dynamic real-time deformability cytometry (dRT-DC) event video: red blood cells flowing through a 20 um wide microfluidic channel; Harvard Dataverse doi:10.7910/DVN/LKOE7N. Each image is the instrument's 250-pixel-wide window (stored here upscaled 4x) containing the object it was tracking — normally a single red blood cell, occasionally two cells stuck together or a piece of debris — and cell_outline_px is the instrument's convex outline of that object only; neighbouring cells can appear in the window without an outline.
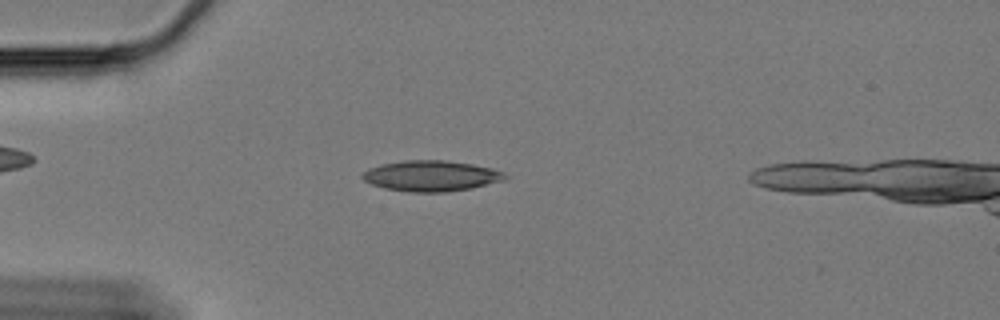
{"species": "Egyptian fruit bat (a non-hibernating species)", "species_latin": "Rousettus aegyptiacus", "temperature_condition": "cold", "stored_images_in_passage": 45, "camera_frame_rate_fps": 3000, "um_per_image_px": 0.085, "animal": {"sex": "female"}, "frame": {"image": 1, "passage_image": 4, "time_ms": 1.0, "image_size_px": [1000, 320], "cell_outline_px": [[508, 176], [504, 180], [472, 188], [444, 192], [412, 192], [384, 188], [372, 184], [364, 180], [360, 176], [368, 168], [380, 164], [404, 160], [448, 160], [472, 164], [492, 168], [504, 172]], "centroid_in_image_um": [36.65, 14.94], "position_along_channel_um": 48.4, "area_um2": 25.61}}
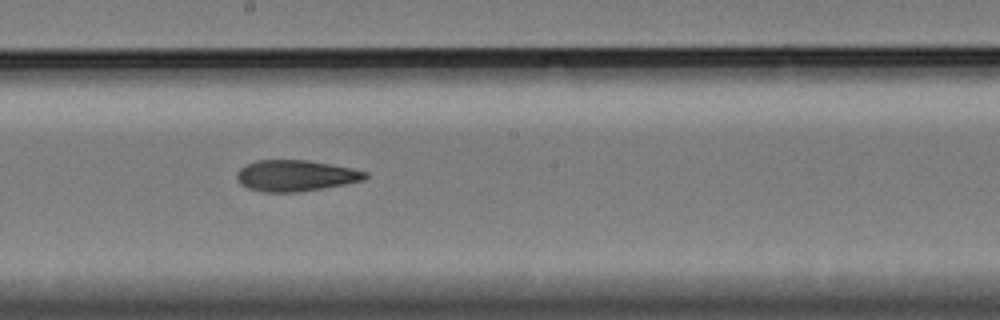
{"frame": {"image": 2, "passage_image": 21, "time_ms": 6.667, "image_size_px": [1000, 320], "cell_outline_px": [[368, 176], [364, 180], [344, 184], [296, 192], [264, 192], [248, 188], [240, 184], [236, 176], [236, 172], [244, 164], [256, 160], [308, 160], [352, 168], [368, 172]], "centroid_in_image_um": [25.09, 14.92], "position_along_channel_um": 223.1, "area_um2": 23.29}}
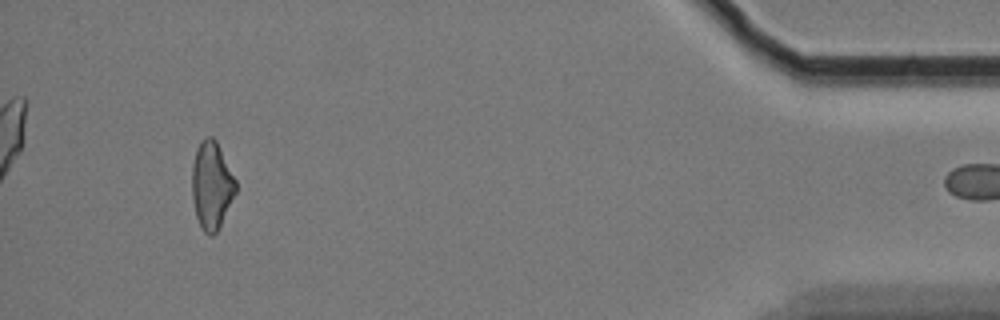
{"frame": {"image": 3, "passage_image": 44, "time_ms": 14.333, "image_size_px": [1000, 320], "cell_outline_px": [[236, 192], [216, 232], [212, 236], [208, 236], [204, 232], [196, 216], [192, 196], [192, 164], [196, 148], [208, 136], [212, 136], [216, 140], [236, 180]], "centroid_in_image_um": [17.98, 15.75], "position_along_channel_um": 417.2, "area_um2": 22.02}}